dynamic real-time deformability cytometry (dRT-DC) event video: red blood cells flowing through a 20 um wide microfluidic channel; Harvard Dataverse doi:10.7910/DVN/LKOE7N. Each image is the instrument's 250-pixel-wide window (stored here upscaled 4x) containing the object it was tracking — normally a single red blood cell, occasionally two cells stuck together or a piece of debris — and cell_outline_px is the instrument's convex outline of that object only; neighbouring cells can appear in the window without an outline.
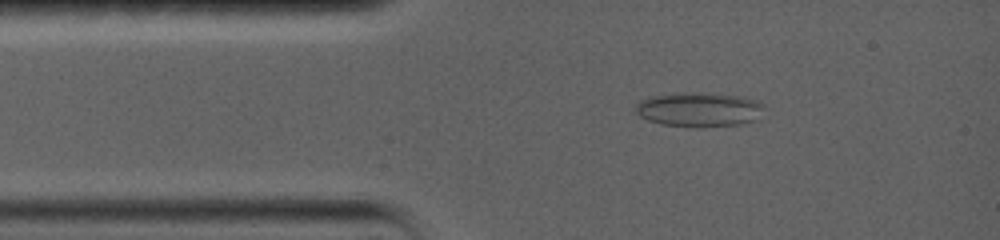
{"species": "common noctule bat (a hibernating species)", "species_latin": "Nyctalus noctula", "temperature_condition": "warm", "stored_images_in_passage": 30, "camera_frame_rate_fps": 5000, "um_per_image_px": 0.085, "animal": {"sex": "female", "body_mass_g": 19.0, "forearm_length_mm": 56.7}, "frame": {"image": 1, "passage_image": 2, "time_ms": 1.2, "image_size_px": [1000, 240], "cell_outline_px": [[764, 104], [752, 120], [740, 124], [704, 128], [688, 128], [660, 124], [648, 120], [640, 116], [636, 112], [636, 104], [640, 100], [648, 96], [672, 92], [684, 92], [740, 96], [756, 100]], "centroid_in_image_um": [59.3, 9.32], "position_along_channel_um": 25.7, "area_um2": 25.89}}
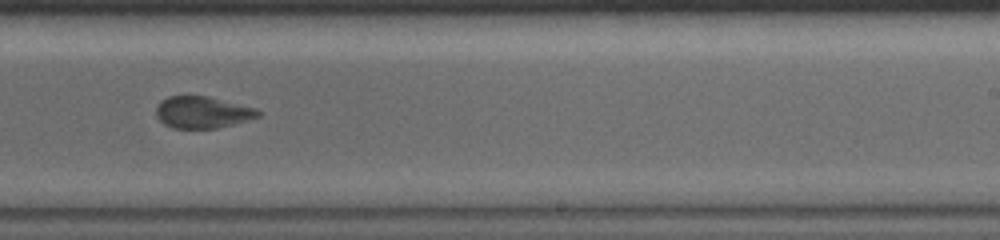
{"frame": {"image": 2, "passage_image": 10, "time_ms": 8.8, "image_size_px": [1000, 240], "cell_outline_px": [[260, 116], [248, 120], [216, 128], [172, 128], [164, 124], [156, 116], [156, 108], [160, 100], [168, 96], [208, 96], [256, 108], [260, 112]], "centroid_in_image_um": [17.18, 9.54], "position_along_channel_um": 271.8, "area_um2": 18.84}}
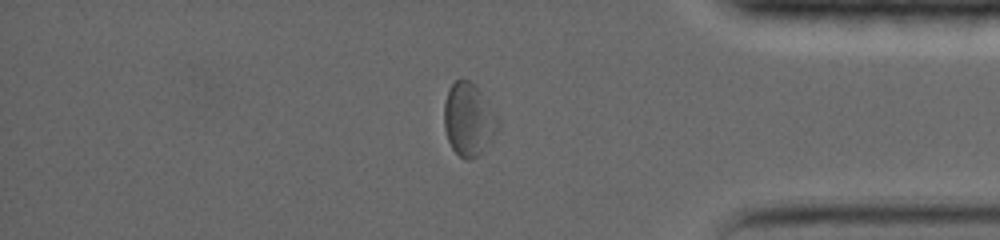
{"frame": {"image": 3, "passage_image": 19, "time_ms": 12.8, "image_size_px": [1000, 240], "cell_outline_px": [[500, 120], [496, 128], [480, 152], [476, 156], [468, 160], [460, 156], [452, 148], [448, 140], [444, 128], [444, 104], [448, 88], [456, 80], [468, 80], [476, 84]], "centroid_in_image_um": [39.79, 10.1], "position_along_channel_um": 395.4, "area_um2": 22.31}, "authors_computed_cell_mechanics": {"area_um2": 22.253, "velocity_mm_per_s": 3.5528, "shape_relaxation_time_tau1_ms": null, "shape_relaxation_time_tau2_ms": 2.0256, "deformation_change_tau1": null, "deformation_change_tau2": 0.0538}}